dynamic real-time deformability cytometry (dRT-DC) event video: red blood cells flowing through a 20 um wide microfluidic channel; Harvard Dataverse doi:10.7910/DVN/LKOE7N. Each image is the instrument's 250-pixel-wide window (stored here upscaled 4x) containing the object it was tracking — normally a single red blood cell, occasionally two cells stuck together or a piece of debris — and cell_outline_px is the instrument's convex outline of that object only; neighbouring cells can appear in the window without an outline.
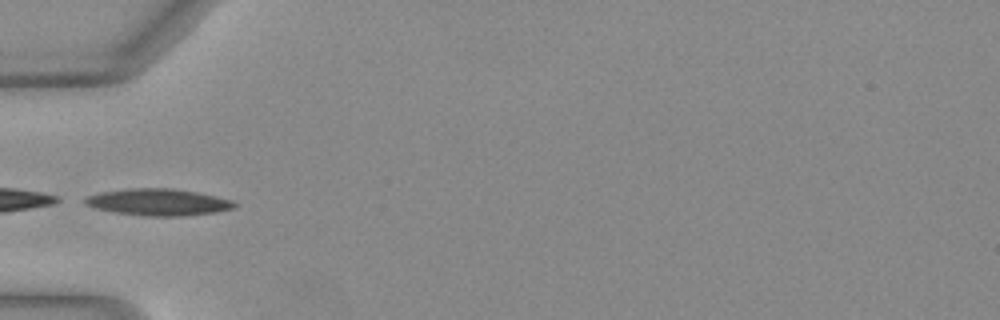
{"species": "Egyptian fruit bat (a non-hibernating species)", "species_latin": "Rousettus aegyptiacus", "temperature_condition": "warm", "stored_images_in_passage": 19, "camera_frame_rate_fps": 3000, "um_per_image_px": 0.085, "animal": {"sex": "female"}, "frame": {"image": 1, "passage_image": 1, "time_ms": 0.0, "image_size_px": [1000, 320], "cell_outline_px": [[236, 208], [216, 212], [184, 216], [144, 216], [116, 212], [96, 208], [84, 204], [84, 200], [88, 196], [100, 192], [128, 188], [172, 188], [196, 192], [216, 196], [232, 200], [236, 204]], "centroid_in_image_um": [13.47, 17.18], "position_along_channel_um": 71.5, "area_um2": 23.29}}
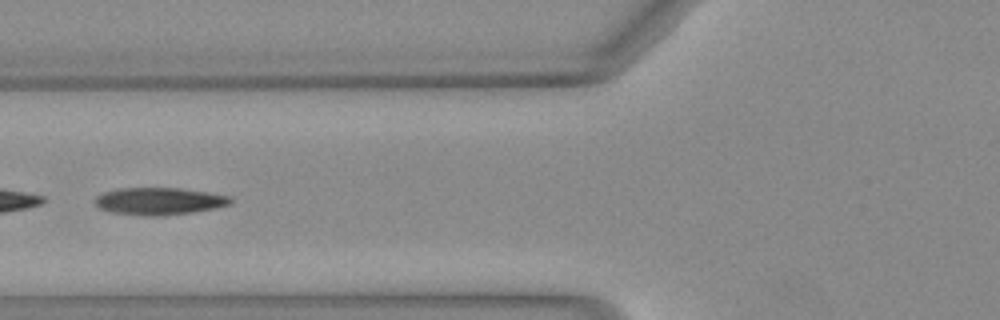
{"frame": {"image": 2, "passage_image": 4, "time_ms": 1.0, "image_size_px": [1000, 320], "cell_outline_px": [[232, 204], [216, 208], [192, 212], [160, 216], [148, 216], [112, 212], [100, 208], [96, 204], [96, 196], [104, 192], [116, 188], [180, 188], [208, 192], [228, 196], [232, 200]], "centroid_in_image_um": [13.55, 17.09], "position_along_channel_um": 112.3, "area_um2": 21.44}}